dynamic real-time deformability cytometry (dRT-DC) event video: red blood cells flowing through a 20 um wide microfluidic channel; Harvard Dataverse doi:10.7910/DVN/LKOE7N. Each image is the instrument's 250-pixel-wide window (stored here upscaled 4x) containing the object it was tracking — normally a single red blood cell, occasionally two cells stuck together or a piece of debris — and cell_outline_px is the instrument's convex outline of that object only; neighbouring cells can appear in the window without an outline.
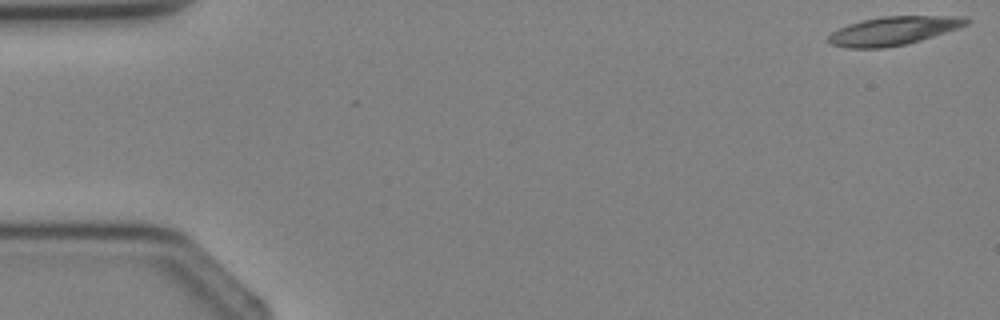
{"species": "Egyptian fruit bat (a non-hibernating species)", "species_latin": "Rousettus aegyptiacus", "temperature_condition": "cold", "stored_images_in_passage": 3, "camera_frame_rate_fps": 3000, "um_per_image_px": 0.085, "animal": {"sex": "female"}, "frame": {"image": 1, "passage_image": 1, "time_ms": 0.0, "image_size_px": [1000, 320], "cell_outline_px": [[972, 20], [968, 24], [908, 44], [884, 48], [848, 48], [832, 44], [828, 40], [828, 36], [832, 32], [848, 24], [860, 20], [880, 16], [956, 16]], "centroid_in_image_um": [75.9, 2.61], "position_along_channel_um": 9.1, "area_um2": 22.77}}